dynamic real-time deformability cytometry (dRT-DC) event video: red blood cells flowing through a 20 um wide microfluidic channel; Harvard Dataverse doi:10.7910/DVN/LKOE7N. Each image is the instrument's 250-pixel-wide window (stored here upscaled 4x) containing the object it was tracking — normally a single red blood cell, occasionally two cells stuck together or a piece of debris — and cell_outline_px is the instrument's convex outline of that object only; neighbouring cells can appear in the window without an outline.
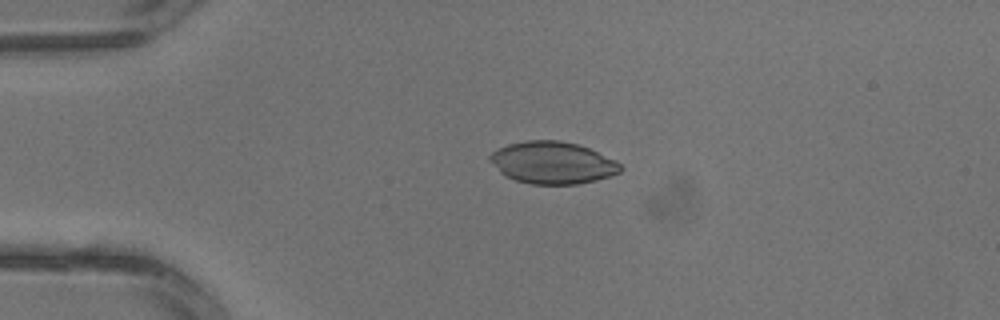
{"species": "common noctule bat (a hibernating species)", "species_latin": "Nyctalus noctula", "temperature_condition": "warm", "stored_images_in_passage": 3, "camera_frame_rate_fps": 3000, "um_per_image_px": 0.085, "animal": {"sex": "male", "body_mass_g": 13.3}, "frame": {"image": 1, "passage_image": 3, "time_ms": 0.667, "image_size_px": [1000, 320], "cell_outline_px": [[624, 168], [620, 172], [596, 180], [576, 184], [532, 184], [516, 180], [504, 176], [488, 160], [488, 156], [492, 152], [508, 144], [524, 140], [560, 140], [576, 144], [588, 148], [620, 164]], "centroid_in_image_um": [46.91, 13.83], "position_along_channel_um": 38.1, "area_um2": 31.79}}